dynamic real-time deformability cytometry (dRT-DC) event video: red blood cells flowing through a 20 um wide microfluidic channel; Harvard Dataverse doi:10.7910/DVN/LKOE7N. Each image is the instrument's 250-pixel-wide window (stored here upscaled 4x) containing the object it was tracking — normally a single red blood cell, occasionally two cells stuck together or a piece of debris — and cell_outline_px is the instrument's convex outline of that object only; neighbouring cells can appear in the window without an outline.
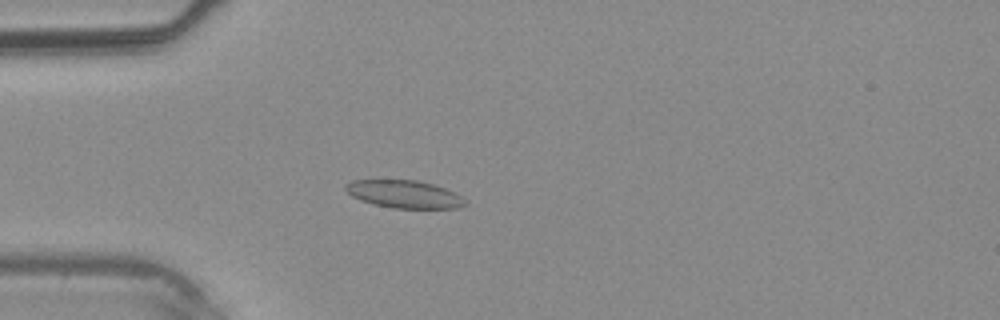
{"species": "common noctule bat (a hibernating species)", "species_latin": "Nyctalus noctula", "temperature_condition": "warm", "stored_images_in_passage": 33, "camera_frame_rate_fps": 3000, "um_per_image_px": 0.085, "animal": {"sex": "male", "body_mass_g": 20.4}, "frame": {"image": 1, "passage_image": 6, "time_ms": 1.667, "image_size_px": [1000, 320], "cell_outline_px": [[468, 204], [456, 208], [392, 208], [360, 200], [352, 196], [344, 188], [344, 184], [352, 180], [416, 180], [432, 184], [444, 188], [468, 200]], "centroid_in_image_um": [34.36, 16.5], "position_along_channel_um": 50.6, "area_um2": 19.19}}
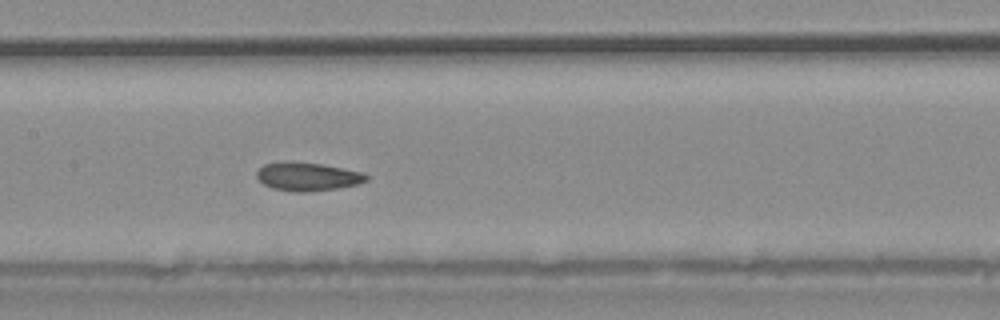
{"frame": {"image": 2, "passage_image": 14, "time_ms": 4.333, "image_size_px": [1000, 320], "cell_outline_px": [[368, 180], [356, 184], [336, 188], [312, 192], [292, 192], [272, 188], [264, 184], [256, 176], [256, 172], [264, 164], [284, 160], [292, 160], [320, 164], [364, 172], [368, 176]], "centroid_in_image_um": [26.11, 15.0], "position_along_channel_um": 181.3, "area_um2": 18.38}}
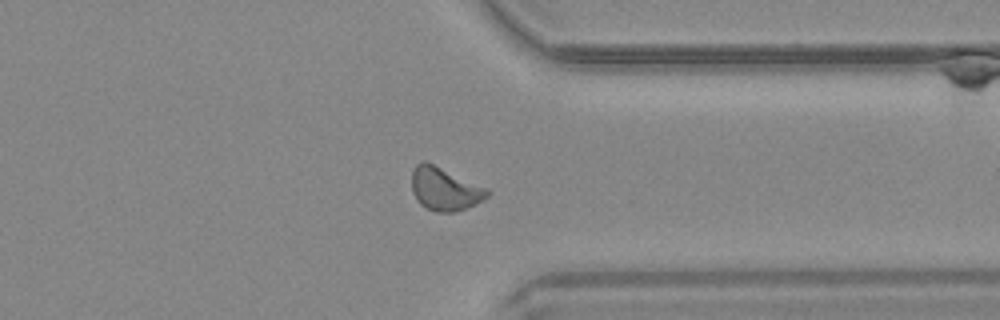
{"frame": {"image": 3, "passage_image": 25, "time_ms": 8.0, "image_size_px": [1000, 320], "cell_outline_px": [[492, 192], [484, 200], [476, 204], [452, 212], [436, 212], [424, 208], [416, 200], [412, 192], [412, 172], [416, 164], [424, 160], [488, 188]], "centroid_in_image_um": [37.8, 16.07], "position_along_channel_um": 373.6, "area_um2": 19.07}}